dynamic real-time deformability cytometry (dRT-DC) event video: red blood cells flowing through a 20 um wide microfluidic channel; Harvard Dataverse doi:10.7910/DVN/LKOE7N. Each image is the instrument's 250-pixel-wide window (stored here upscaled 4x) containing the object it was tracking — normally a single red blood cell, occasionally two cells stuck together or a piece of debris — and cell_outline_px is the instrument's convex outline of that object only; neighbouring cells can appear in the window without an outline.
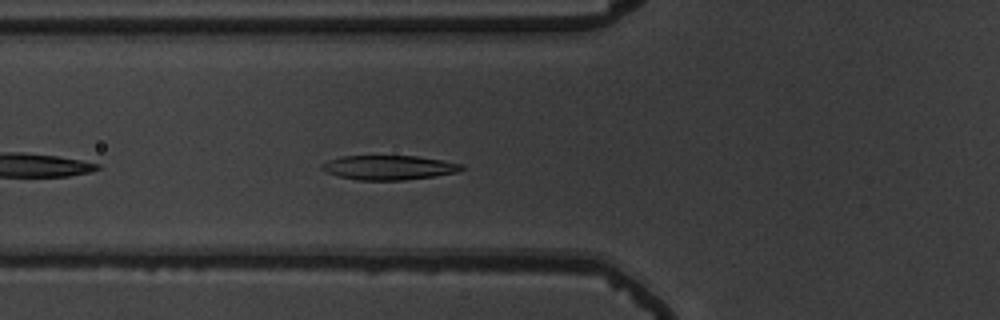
{"species": "common noctule bat (a hibernating species)", "species_latin": "Nyctalus noctula", "temperature_condition": "warm", "stored_images_in_passage": 38, "camera_frame_rate_fps": 3000, "um_per_image_px": 0.085, "animal": {"sex": "male", "body_mass_g": 19.5, "forearm_length_mm": 54.6}, "frame": {"image": 1, "passage_image": 5, "time_ms": 1.333, "image_size_px": [1000, 320], "cell_outline_px": [[464, 168], [456, 172], [432, 176], [404, 180], [356, 180], [324, 172], [320, 168], [320, 164], [328, 160], [340, 156], [416, 156], [464, 164]], "centroid_in_image_um": [32.99, 14.24], "position_along_channel_um": 92.8, "area_um2": 19.83}}
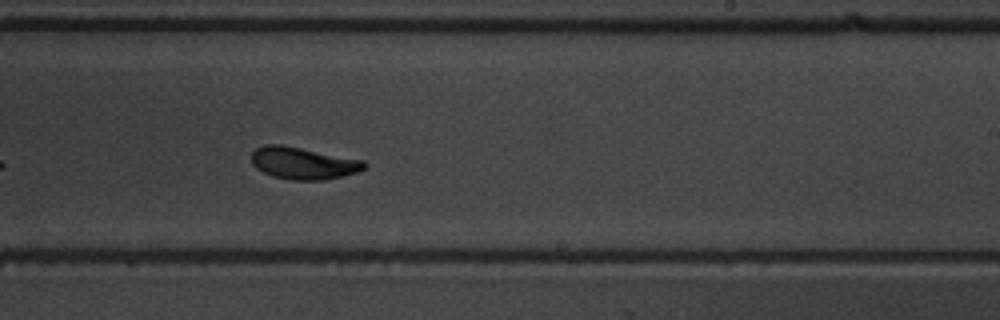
{"frame": {"image": 2, "passage_image": 19, "time_ms": 6.0, "image_size_px": [1000, 320], "cell_outline_px": [[368, 164], [364, 168], [356, 172], [324, 180], [292, 180], [272, 176], [256, 168], [252, 164], [252, 152], [256, 148], [264, 144], [280, 144], [364, 160]], "centroid_in_image_um": [25.75, 13.86], "position_along_channel_um": 263.3, "area_um2": 20.98}}
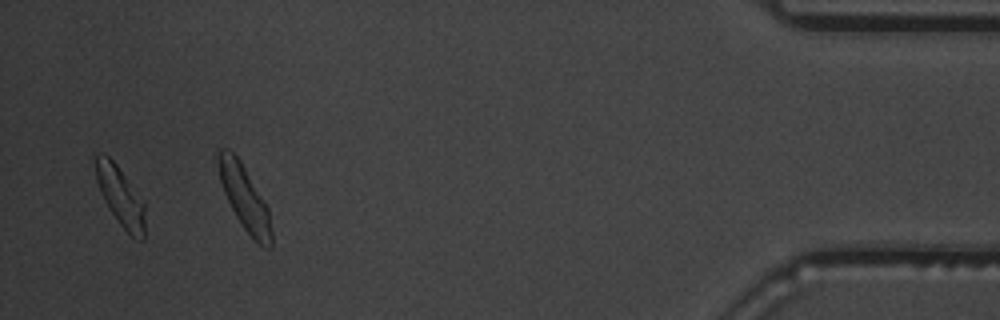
{"frame": {"image": 3, "passage_image": 36, "time_ms": 11.667, "image_size_px": [1000, 320], "cell_outline_px": [[144, 240], [140, 240], [132, 236], [120, 224], [112, 212], [96, 180], [96, 156], [100, 152], [104, 152], [116, 164], [144, 204]], "centroid_in_image_um": [10.24, 16.68], "position_along_channel_um": 425.0, "area_um2": 16.13}, "authors_computed_cell_mechanics": {"area_um2": 20.6635, "velocity_mm_per_s": 3.6558, "shape_relaxation_time_tau1_ms": 2.4315, "shape_relaxation_time_tau2_ms": 1.2994, "deformation_change_tau1": 0.142, "deformation_change_tau2": 0.074}}